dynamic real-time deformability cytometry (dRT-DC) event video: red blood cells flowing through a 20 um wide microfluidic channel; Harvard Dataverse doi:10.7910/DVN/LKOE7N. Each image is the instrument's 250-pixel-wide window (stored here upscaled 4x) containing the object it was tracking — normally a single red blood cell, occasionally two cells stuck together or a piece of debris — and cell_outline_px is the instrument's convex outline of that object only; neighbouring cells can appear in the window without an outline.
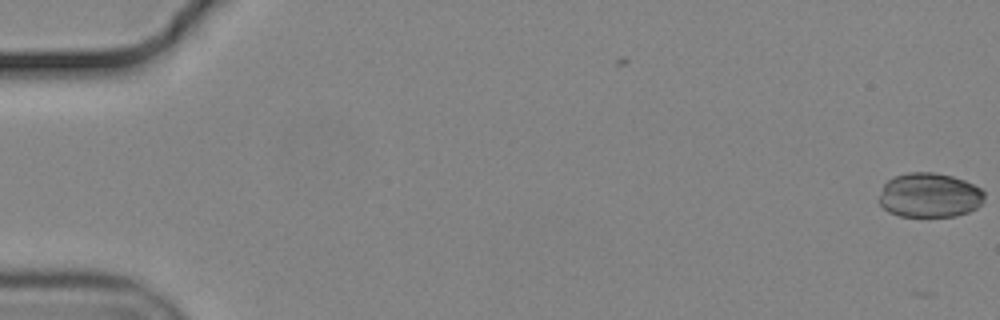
{"species": "common noctule bat (a hibernating species)", "species_latin": "Nyctalus noctula", "temperature_condition": "cold", "stored_images_in_passage": 15, "camera_frame_rate_fps": 3000, "um_per_image_px": 0.085, "animal": {"sex": "male", "body_mass_g": 19.2, "forearm_length_mm": 51.8}, "frame": {"image": 1, "passage_image": 1, "time_ms": 0.0, "image_size_px": [1000, 320], "cell_outline_px": [[984, 200], [976, 208], [968, 212], [956, 216], [900, 216], [888, 212], [880, 204], [880, 196], [884, 184], [888, 180], [896, 176], [908, 172], [932, 172], [952, 176], [964, 180], [980, 188], [984, 192]], "centroid_in_image_um": [79.02, 16.59], "position_along_channel_um": 6.0, "area_um2": 27.17}}